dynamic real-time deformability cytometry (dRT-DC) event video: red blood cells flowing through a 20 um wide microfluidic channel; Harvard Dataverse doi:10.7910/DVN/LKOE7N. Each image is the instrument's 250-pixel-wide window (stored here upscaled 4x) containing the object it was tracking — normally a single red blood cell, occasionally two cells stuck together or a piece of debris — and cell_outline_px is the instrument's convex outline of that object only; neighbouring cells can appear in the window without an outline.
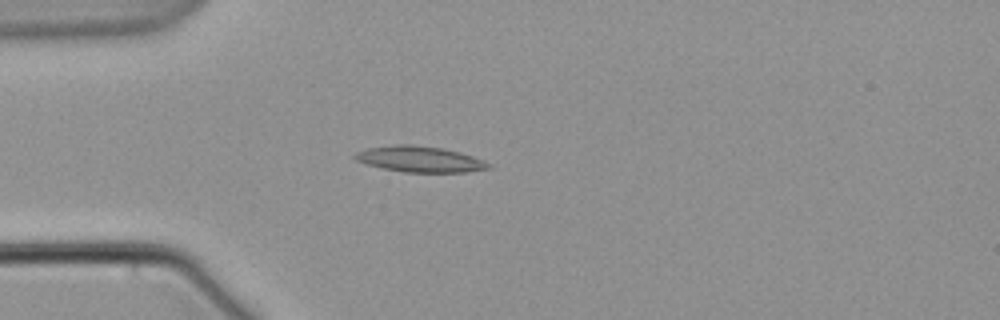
{"species": "common noctule bat (a hibernating species)", "species_latin": "Nyctalus noctula", "temperature_condition": "warm", "stored_images_in_passage": 4, "camera_frame_rate_fps": 3000, "um_per_image_px": 0.085, "animal": {"sex": "male", "body_mass_g": 21.5, "forearm_length_mm": 52.0}, "frame": {"image": 1, "passage_image": 4, "time_ms": 3.333, "image_size_px": [1000, 320], "cell_outline_px": [[492, 168], [468, 172], [404, 172], [380, 168], [364, 164], [356, 160], [352, 156], [356, 152], [368, 148], [392, 144], [412, 144], [444, 148], [460, 152], [484, 160], [492, 164]], "centroid_in_image_um": [35.68, 13.53], "position_along_channel_um": 49.3, "area_um2": 20.52}}